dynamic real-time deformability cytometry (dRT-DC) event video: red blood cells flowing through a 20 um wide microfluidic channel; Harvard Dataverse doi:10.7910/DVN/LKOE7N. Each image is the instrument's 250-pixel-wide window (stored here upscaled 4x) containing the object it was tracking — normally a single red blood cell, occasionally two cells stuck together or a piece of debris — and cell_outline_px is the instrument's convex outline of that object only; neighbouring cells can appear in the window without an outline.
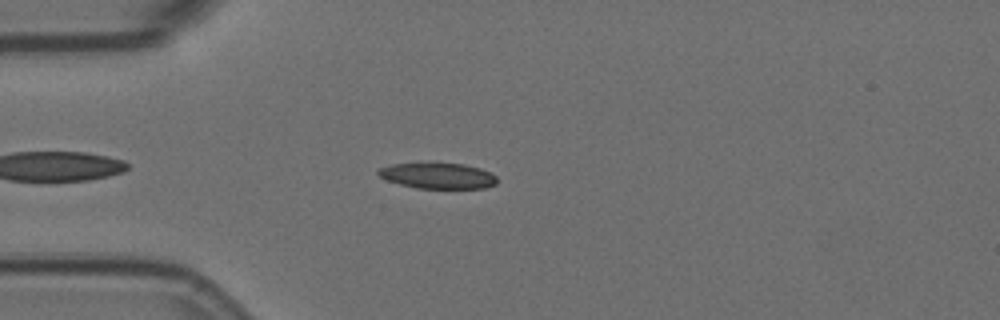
{"species": "Egyptian fruit bat (a non-hibernating species)", "species_latin": "Rousettus aegyptiacus", "temperature_condition": "room temperature", "stored_images_in_passage": 47, "camera_frame_rate_fps": 3000, "um_per_image_px": 0.085, "animal": {"sex": "female"}, "frame": {"image": 1, "passage_image": 6, "time_ms": 1.667, "image_size_px": [1000, 320], "cell_outline_px": [[496, 184], [484, 188], [416, 188], [400, 184], [388, 180], [380, 176], [376, 172], [380, 168], [392, 164], [464, 164], [480, 168], [496, 176]], "centroid_in_image_um": [37.23, 14.95], "position_along_channel_um": 47.8, "area_um2": 17.4}}
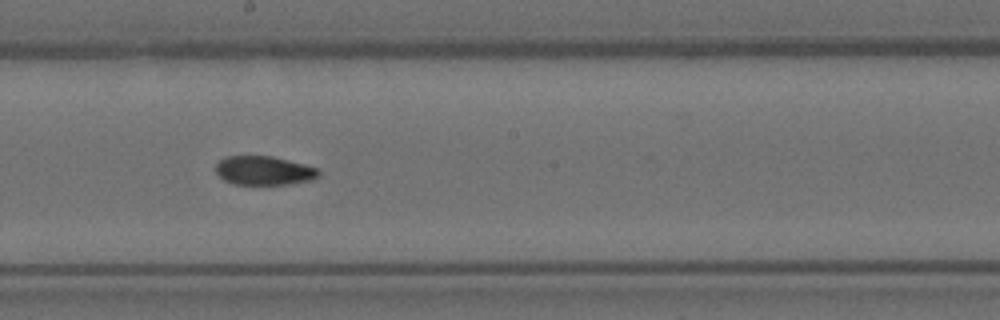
{"frame": {"image": 2, "passage_image": 22, "time_ms": 7.0, "image_size_px": [1000, 320], "cell_outline_px": [[320, 176], [312, 180], [288, 184], [232, 184], [224, 180], [216, 172], [216, 164], [224, 156], [272, 156], [320, 168]], "centroid_in_image_um": [22.46, 14.5], "position_along_channel_um": 225.7, "area_um2": 17.46}}
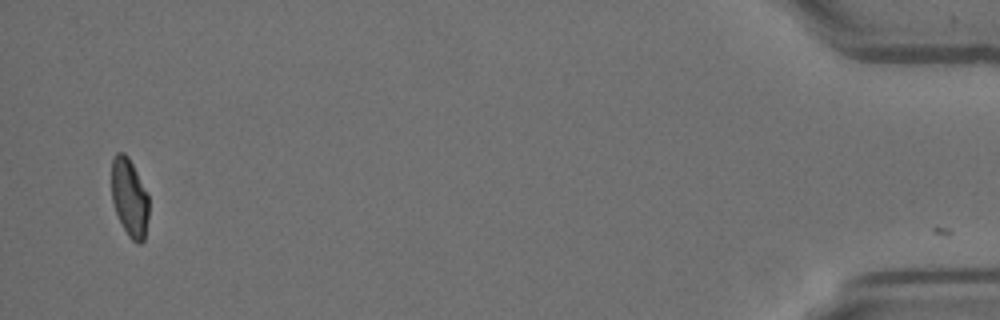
{"frame": {"image": 3, "passage_image": 46, "time_ms": 15.0, "image_size_px": [1000, 320], "cell_outline_px": [[148, 216], [144, 240], [140, 244], [136, 244], [128, 236], [116, 212], [112, 200], [112, 160], [116, 152], [124, 152], [128, 156], [148, 192]], "centroid_in_image_um": [11.02, 16.79], "position_along_channel_um": 424.2, "area_um2": 16.99}, "authors_computed_cell_mechanics": {"area_um2": 18.1492, "velocity_mm_per_s": 3.5674, "shape_relaxation_time_tau1_ms": null, "shape_relaxation_time_tau2_ms": 3.2306, "deformation_change_tau1": null, "deformation_change_tau2": 0.0776}}